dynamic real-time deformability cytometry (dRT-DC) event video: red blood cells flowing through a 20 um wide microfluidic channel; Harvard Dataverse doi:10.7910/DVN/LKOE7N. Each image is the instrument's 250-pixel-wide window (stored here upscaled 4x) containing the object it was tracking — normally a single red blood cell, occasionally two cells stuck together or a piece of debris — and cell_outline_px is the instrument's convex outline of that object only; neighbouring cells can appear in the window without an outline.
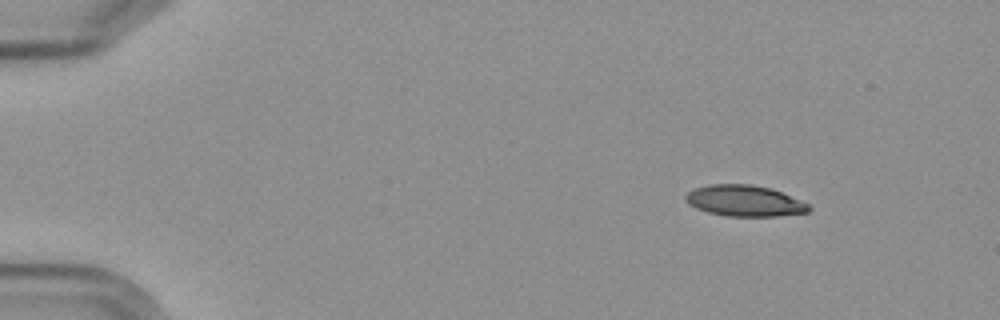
{"species": "Egyptian fruit bat (a non-hibernating species)", "species_latin": "Rousettus aegyptiacus", "temperature_condition": "cold", "stored_images_in_passage": 4, "camera_frame_rate_fps": 3000, "um_per_image_px": 0.085, "frame": {"image": 1, "passage_image": 1, "time_ms": 0.0, "image_size_px": [1000, 320], "cell_outline_px": [[812, 208], [808, 212], [776, 216], [724, 216], [708, 212], [696, 208], [688, 204], [684, 196], [688, 192], [696, 188], [708, 184], [752, 184], [772, 188], [800, 200], [808, 204]], "centroid_in_image_um": [63.28, 17.06], "position_along_channel_um": 21.7, "area_um2": 22.37}}